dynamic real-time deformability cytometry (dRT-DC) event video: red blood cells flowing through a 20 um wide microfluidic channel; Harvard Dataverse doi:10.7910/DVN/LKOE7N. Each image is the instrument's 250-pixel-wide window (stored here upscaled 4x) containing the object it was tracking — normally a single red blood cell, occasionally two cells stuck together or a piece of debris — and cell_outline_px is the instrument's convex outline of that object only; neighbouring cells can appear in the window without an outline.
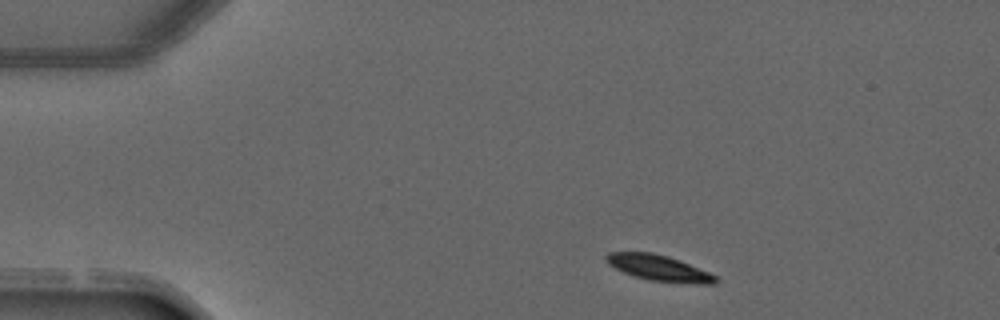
{"species": "common noctule bat (a hibernating species)", "species_latin": "Nyctalus noctula", "temperature_condition": "warm", "stored_images_in_passage": 3, "camera_frame_rate_fps": 3000, "um_per_image_px": 0.085, "animal": {"sex": "male", "forearm_length_mm": 52.5}, "frame": {"image": 1, "passage_image": 1, "time_ms": 0.0, "image_size_px": [1000, 320], "cell_outline_px": [[716, 284], [696, 284], [648, 280], [624, 272], [608, 264], [604, 260], [604, 256], [608, 252], [652, 252], [668, 256], [680, 260], [708, 272], [716, 276]], "centroid_in_image_um": [55.98, 22.77], "position_along_channel_um": 29.0, "area_um2": 16.42}}
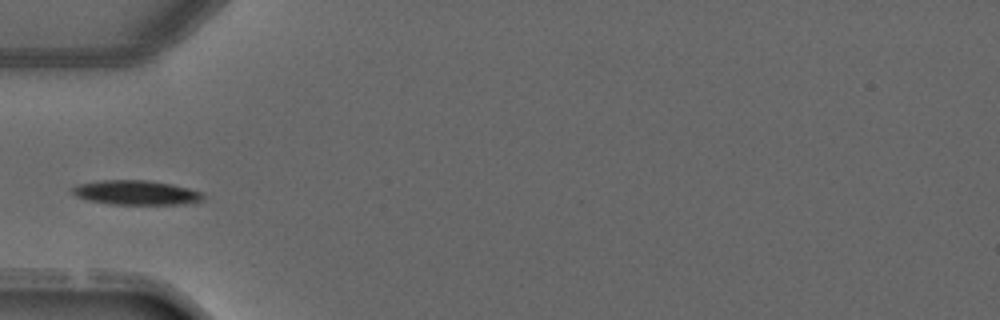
{"frame": {"image": 2, "passage_image": 3, "time_ms": 2.333, "image_size_px": [1000, 320], "cell_outline_px": [[204, 200], [188, 204], [112, 204], [88, 200], [76, 196], [72, 192], [72, 188], [76, 184], [100, 180], [144, 180], [172, 184], [188, 188], [200, 192], [204, 196]], "centroid_in_image_um": [11.56, 16.37], "position_along_channel_um": 73.4, "area_um2": 18.61}}